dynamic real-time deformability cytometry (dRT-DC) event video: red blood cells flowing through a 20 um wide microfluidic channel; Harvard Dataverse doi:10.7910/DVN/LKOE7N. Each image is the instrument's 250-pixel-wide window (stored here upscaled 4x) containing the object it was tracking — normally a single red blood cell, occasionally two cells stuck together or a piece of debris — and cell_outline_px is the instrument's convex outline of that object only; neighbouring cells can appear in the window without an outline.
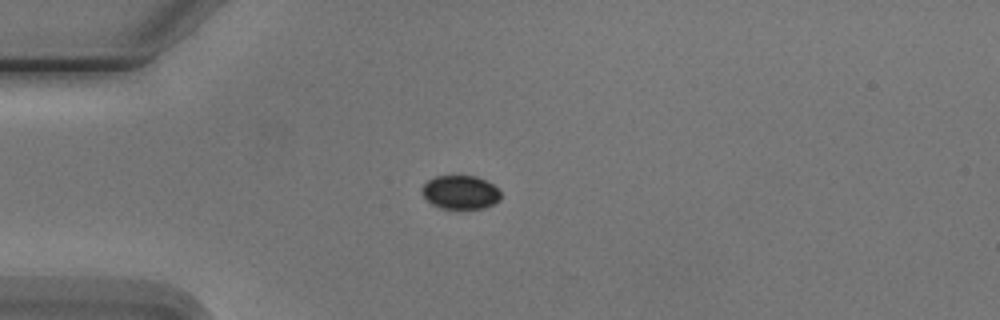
{"species": "Egyptian fruit bat (a non-hibernating species)", "species_latin": "Rousettus aegyptiacus", "temperature_condition": "cold", "stored_images_in_passage": 5, "camera_frame_rate_fps": 3000, "um_per_image_px": 0.085, "animal": {"sex": "male"}, "frame": {"image": 1, "passage_image": 4, "time_ms": 3.667, "image_size_px": [1000, 320], "cell_outline_px": [[500, 200], [484, 208], [440, 208], [432, 204], [424, 196], [420, 188], [428, 180], [436, 176], [476, 176], [500, 188]], "centroid_in_image_um": [39.14, 16.33], "position_along_channel_um": 45.9, "area_um2": 15.37}}